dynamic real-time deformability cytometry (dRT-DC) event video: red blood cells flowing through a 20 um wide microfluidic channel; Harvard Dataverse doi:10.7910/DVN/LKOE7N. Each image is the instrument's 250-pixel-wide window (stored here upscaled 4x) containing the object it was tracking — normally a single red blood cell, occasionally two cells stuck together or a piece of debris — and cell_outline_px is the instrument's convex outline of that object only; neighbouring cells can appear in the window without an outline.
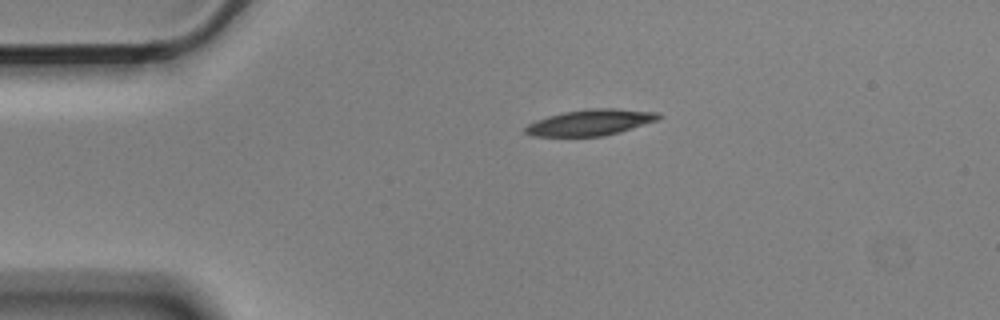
{"species": "Egyptian fruit bat (a non-hibernating species)", "species_latin": "Rousettus aegyptiacus", "temperature_condition": "cold", "stored_images_in_passage": 45, "camera_frame_rate_fps": 3000, "um_per_image_px": 0.085, "animal": {"sex": "male"}, "frame": {"image": 1, "passage_image": 1, "time_ms": 0.0, "image_size_px": [1000, 320], "cell_outline_px": [[664, 116], [656, 120], [620, 132], [604, 136], [532, 136], [524, 132], [524, 128], [528, 124], [536, 120], [548, 116], [564, 112], [588, 108], [612, 108], [660, 112]], "centroid_in_image_um": [50.19, 10.4], "position_along_channel_um": 34.8, "area_um2": 20.23}}
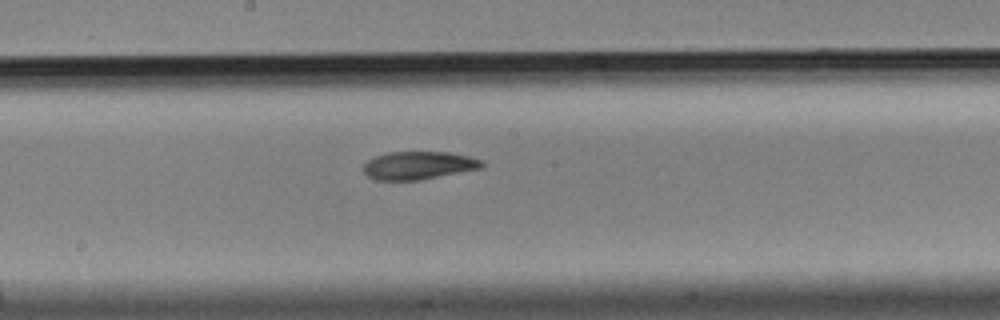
{"frame": {"image": 2, "passage_image": 19, "time_ms": 6.0, "image_size_px": [1000, 320], "cell_outline_px": [[484, 164], [480, 168], [420, 180], [376, 180], [368, 176], [364, 172], [364, 164], [368, 160], [376, 156], [388, 152], [448, 152], [468, 156], [484, 160]], "centroid_in_image_um": [35.57, 14.06], "position_along_channel_um": 212.6, "area_um2": 19.19}}
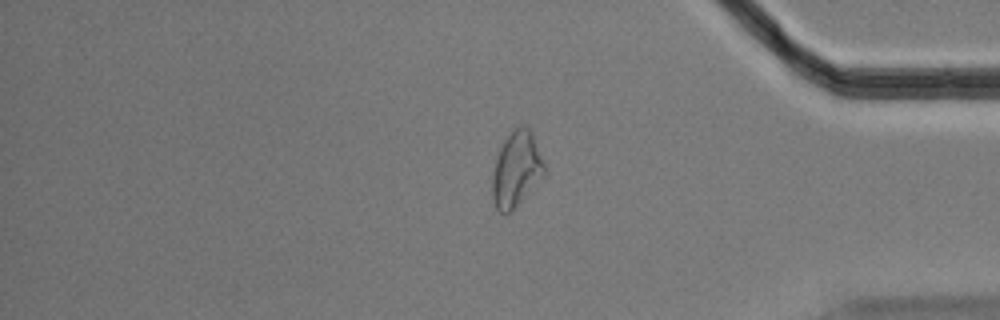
{"frame": {"image": 3, "passage_image": 36, "time_ms": 11.667, "image_size_px": [1000, 320], "cell_outline_px": [[544, 176], [504, 216], [496, 208], [492, 200], [492, 176], [496, 156], [504, 140], [520, 124], [524, 124], [532, 132], [544, 164]], "centroid_in_image_um": [43.86, 14.37], "position_along_channel_um": 391.3, "area_um2": 22.37}, "authors_computed_cell_mechanics": {"area_um2": 20.519, "velocity_mm_per_s": 3.5595, "shape_relaxation_time_tau1_ms": 10.5652, "shape_relaxation_time_tau2_ms": 5.6435, "deformation_change_tau1": 0.2326, "deformation_change_tau2": 0.1254}}